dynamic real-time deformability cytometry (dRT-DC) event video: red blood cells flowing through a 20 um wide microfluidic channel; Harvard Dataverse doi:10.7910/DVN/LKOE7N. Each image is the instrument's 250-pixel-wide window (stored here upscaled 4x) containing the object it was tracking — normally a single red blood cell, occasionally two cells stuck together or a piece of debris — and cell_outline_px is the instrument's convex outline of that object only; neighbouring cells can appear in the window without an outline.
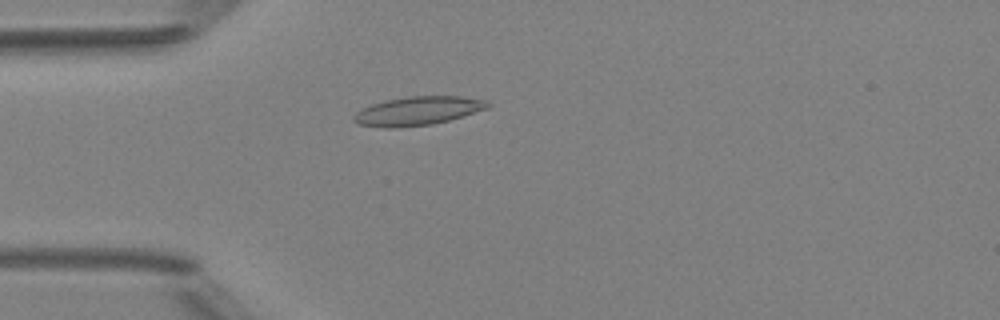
{"species": "Egyptian fruit bat (a non-hibernating species)", "species_latin": "Rousettus aegyptiacus", "temperature_condition": "room temperature", "stored_images_in_passage": 5, "camera_frame_rate_fps": 3000, "um_per_image_px": 0.085, "animal": {"sex": "female"}, "frame": {"image": 1, "passage_image": 5, "time_ms": 5.333, "image_size_px": [1000, 320], "cell_outline_px": [[492, 104], [488, 108], [448, 120], [432, 124], [392, 128], [384, 128], [356, 124], [352, 120], [352, 116], [356, 112], [372, 104], [384, 100], [408, 96], [460, 96], [488, 100]], "centroid_in_image_um": [35.49, 9.42], "position_along_channel_um": 49.5, "area_um2": 22.48}}